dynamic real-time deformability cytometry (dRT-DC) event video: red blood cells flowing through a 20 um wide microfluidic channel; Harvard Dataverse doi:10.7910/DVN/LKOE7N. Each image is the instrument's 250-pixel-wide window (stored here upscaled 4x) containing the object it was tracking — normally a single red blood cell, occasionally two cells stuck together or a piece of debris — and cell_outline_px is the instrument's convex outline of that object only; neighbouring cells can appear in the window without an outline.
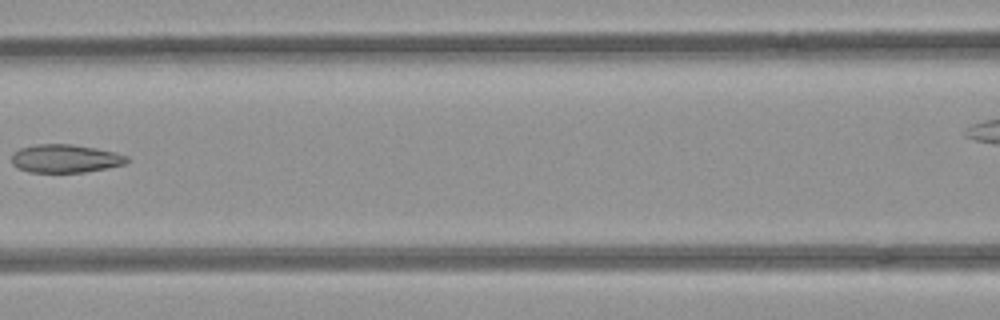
{"species": "common noctule bat (a hibernating species)", "species_latin": "Nyctalus noctula", "temperature_condition": "room temperature", "stored_images_in_passage": 8, "segment_of_instrument_passage": [1, 2], "camera_frame_rate_fps": 3000, "um_per_image_px": 0.085, "animal": {"sex": "female", "body_mass_g": 21.9}, "frame": {"image": 1, "passage_image": 6, "time_ms": 1.667, "image_size_px": [1000, 320], "cell_outline_px": [[128, 160], [124, 164], [108, 168], [84, 172], [28, 172], [16, 168], [12, 164], [12, 152], [20, 148], [36, 144], [72, 144], [96, 148], [116, 152], [128, 156]], "centroid_in_image_um": [5.53, 13.47], "position_along_channel_um": 161.1, "area_um2": 19.13}}
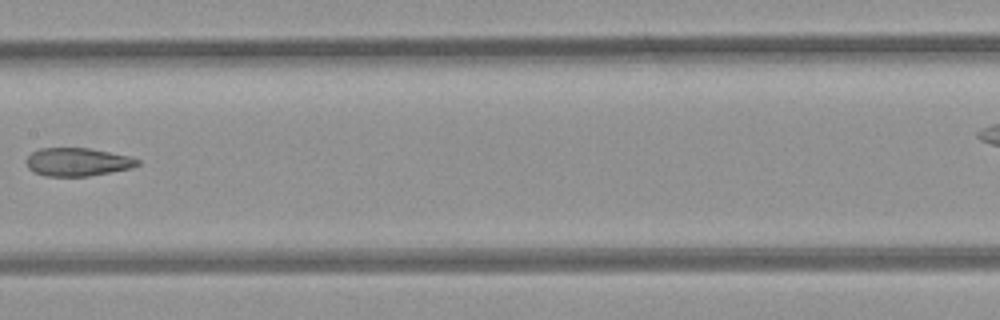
{"frame": {"image": 2, "passage_image": 7, "time_ms": 2.0, "image_size_px": [1000, 320], "cell_outline_px": [[140, 164], [132, 168], [88, 176], [44, 176], [32, 172], [28, 168], [24, 160], [32, 152], [40, 148], [88, 148], [128, 156], [140, 160]], "centroid_in_image_um": [6.54, 13.77], "position_along_channel_um": 200.9, "area_um2": 18.32}}